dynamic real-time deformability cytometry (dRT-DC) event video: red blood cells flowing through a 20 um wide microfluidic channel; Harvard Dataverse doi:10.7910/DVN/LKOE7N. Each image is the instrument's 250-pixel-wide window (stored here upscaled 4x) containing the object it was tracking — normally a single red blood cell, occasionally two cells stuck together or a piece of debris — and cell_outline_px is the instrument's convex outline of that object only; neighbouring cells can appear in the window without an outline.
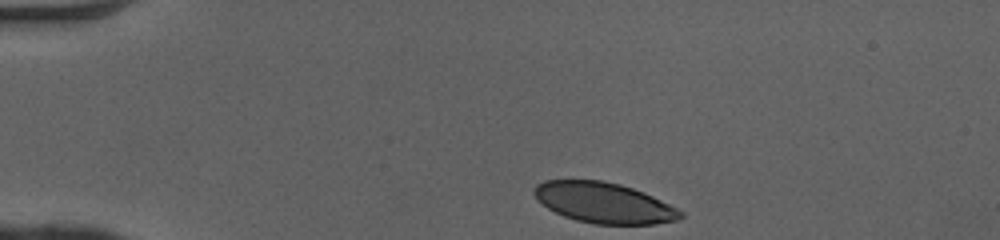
{"species": "human", "species_latin": "Homo sapiens", "temperature_condition": "cold", "stored_images_in_passage": 34, "camera_frame_rate_fps": 3000, "um_per_image_px": 0.085, "donor": {"sex": "female"}, "frame": {"image": 1, "passage_image": 1, "time_ms": 0.0, "image_size_px": [1000, 240], "cell_outline_px": [[684, 216], [676, 220], [652, 224], [592, 224], [576, 220], [564, 216], [548, 208], [532, 192], [532, 188], [536, 184], [544, 180], [600, 180], [620, 184], [644, 192], [684, 212]], "centroid_in_image_um": [51.32, 17.23], "position_along_channel_um": 33.7, "area_um2": 34.39}}
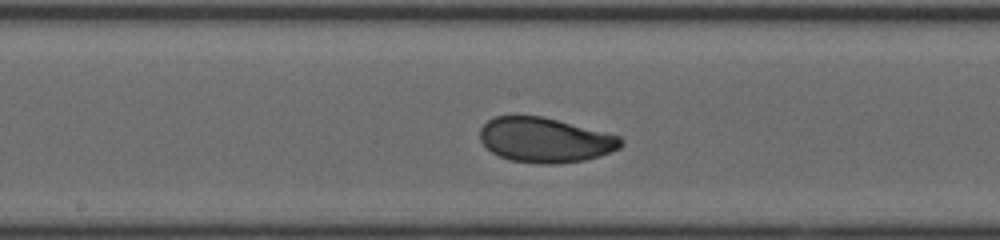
{"frame": {"image": 2, "passage_image": 18, "time_ms": 5.667, "image_size_px": [1000, 240], "cell_outline_px": [[624, 144], [620, 148], [600, 156], [584, 160], [556, 164], [540, 164], [512, 160], [500, 156], [492, 152], [480, 140], [480, 128], [488, 120], [496, 116], [544, 116], [620, 136], [624, 140]], "centroid_in_image_um": [46.36, 11.9], "position_along_channel_um": 201.8, "area_um2": 36.82}}
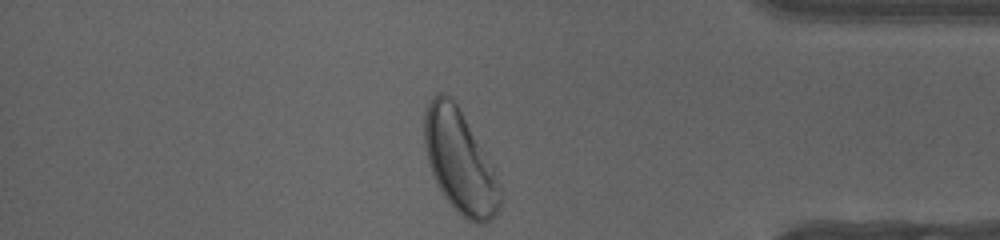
{"frame": {"image": 3, "passage_image": 34, "time_ms": 11.0, "image_size_px": [1000, 240], "cell_outline_px": [[500, 208], [496, 216], [484, 224], [476, 224], [468, 220], [456, 212], [444, 196], [428, 164], [424, 144], [424, 112], [432, 96], [440, 92], [444, 92], [452, 96], [456, 100], [492, 168], [500, 188]], "centroid_in_image_um": [39.05, 13.72], "position_along_channel_um": 396.1, "area_um2": 45.14}, "authors_computed_cell_mechanics": {"area_um2": 36.8475, "velocity_mm_per_s": 4.0612, "shape_relaxation_time_tau1_ms": 2.3399, "shape_relaxation_time_tau2_ms": 1.3094, "deformation_change_tau1": 0.134, "deformation_change_tau2": 0.0612}}